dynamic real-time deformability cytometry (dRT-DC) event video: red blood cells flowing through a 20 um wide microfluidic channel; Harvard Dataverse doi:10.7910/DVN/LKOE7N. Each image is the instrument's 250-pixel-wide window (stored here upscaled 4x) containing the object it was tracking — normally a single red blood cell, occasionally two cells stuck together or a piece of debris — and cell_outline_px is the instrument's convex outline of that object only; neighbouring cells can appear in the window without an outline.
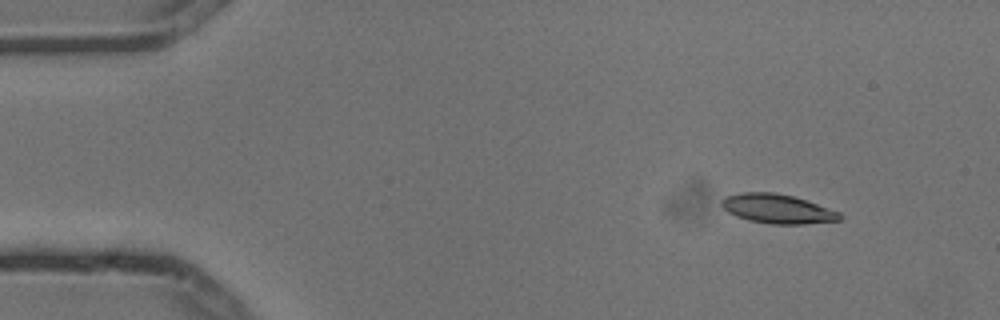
{"species": "common noctule bat (a hibernating species)", "species_latin": "Nyctalus noctula", "temperature_condition": "cold", "stored_images_in_passage": 5, "camera_frame_rate_fps": 3000, "um_per_image_px": 0.085, "animal": {"sex": "male", "body_mass_g": 13.3}, "frame": {"image": 1, "passage_image": 2, "time_ms": 0.333, "image_size_px": [1000, 320], "cell_outline_px": [[844, 216], [840, 220], [804, 224], [772, 224], [748, 220], [736, 216], [728, 212], [720, 204], [720, 200], [724, 196], [740, 192], [776, 192], [792, 196], [840, 212]], "centroid_in_image_um": [66.04, 17.74], "position_along_channel_um": 19.0, "area_um2": 20.17}}
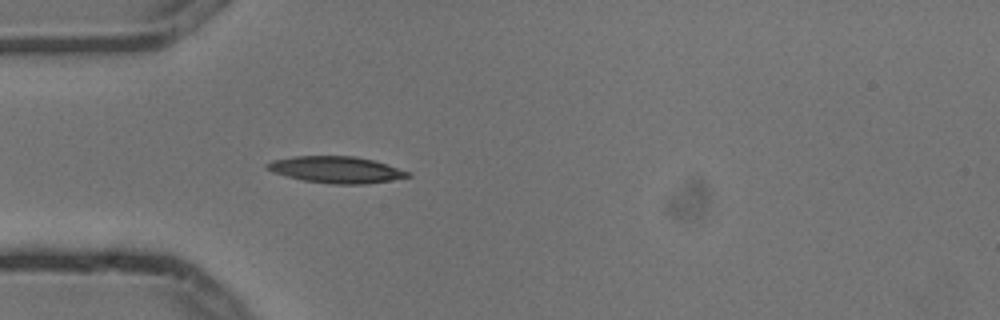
{"frame": {"image": 2, "passage_image": 5, "time_ms": 1.333, "image_size_px": [1000, 320], "cell_outline_px": [[412, 176], [392, 180], [364, 184], [332, 184], [304, 180], [272, 172], [264, 168], [264, 164], [272, 160], [296, 156], [356, 156], [372, 160], [408, 172]], "centroid_in_image_um": [28.52, 14.42], "position_along_channel_um": 56.5, "area_um2": 21.56}}